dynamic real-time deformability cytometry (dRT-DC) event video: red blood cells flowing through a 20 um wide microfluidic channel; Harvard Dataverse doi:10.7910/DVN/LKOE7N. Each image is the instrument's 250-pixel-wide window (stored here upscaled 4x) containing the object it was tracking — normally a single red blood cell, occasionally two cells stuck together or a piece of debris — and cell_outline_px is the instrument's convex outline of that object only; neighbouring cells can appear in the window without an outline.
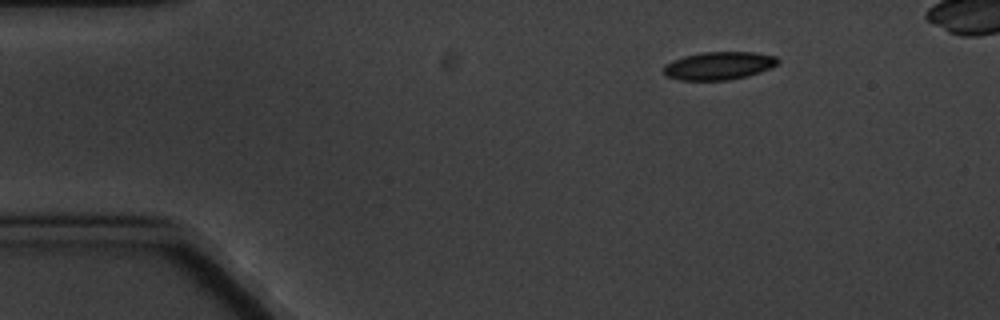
{"species": "common noctule bat (a hibernating species)", "species_latin": "Nyctalus noctula", "temperature_condition": "cold", "stored_images_in_passage": 6, "camera_frame_rate_fps": 3000, "um_per_image_px": 0.085, "animal": {"sex": "male", "body_mass_g": 20.1, "forearm_length_mm": 53.5}, "frame": {"image": 1, "passage_image": 2, "time_ms": 1.0, "image_size_px": [1000, 320], "cell_outline_px": [[780, 60], [772, 68], [748, 76], [728, 80], [680, 80], [664, 76], [664, 64], [672, 60], [684, 56], [704, 52], [756, 52], [776, 56]], "centroid_in_image_um": [61.1, 5.59], "position_along_channel_um": 23.9, "area_um2": 18.79}}